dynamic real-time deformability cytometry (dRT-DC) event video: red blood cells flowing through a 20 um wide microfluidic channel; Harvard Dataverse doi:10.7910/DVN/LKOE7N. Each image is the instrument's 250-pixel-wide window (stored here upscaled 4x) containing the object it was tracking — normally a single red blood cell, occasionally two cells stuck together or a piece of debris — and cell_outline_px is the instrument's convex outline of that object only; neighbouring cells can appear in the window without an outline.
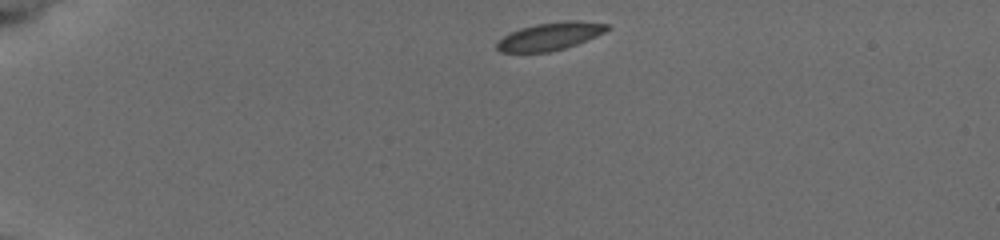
{"species": "common noctule bat (a hibernating species)", "species_latin": "Nyctalus noctula", "temperature_condition": "cold", "stored_images_in_passage": 44, "camera_frame_rate_fps": 3000, "um_per_image_px": 0.085, "animal": {"sex": "female", "body_mass_g": 19.5, "forearm_length_mm": 54.1}, "frame": {"image": 1, "passage_image": 1, "time_ms": 0.0, "image_size_px": [1000, 240], "cell_outline_px": [[608, 28], [604, 32], [596, 36], [576, 44], [564, 48], [548, 52], [500, 52], [496, 48], [496, 44], [504, 36], [520, 28], [536, 24], [564, 20], [580, 20], [608, 24]], "centroid_in_image_um": [46.75, 3.07], "position_along_channel_um": 38.2, "area_um2": 17.63}}
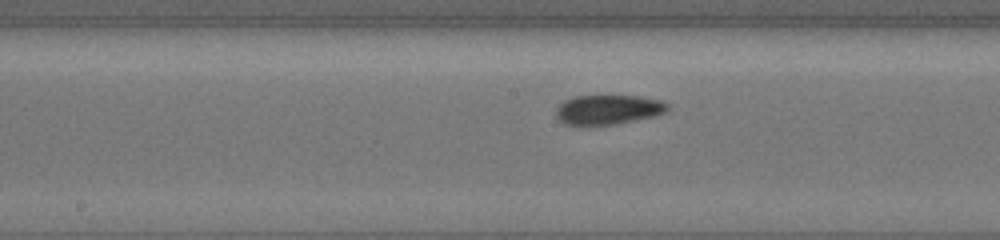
{"frame": {"image": 2, "passage_image": 19, "time_ms": 6.0, "image_size_px": [1000, 240], "cell_outline_px": [[672, 108], [656, 116], [616, 124], [588, 128], [584, 128], [564, 124], [556, 116], [556, 108], [564, 100], [576, 96], [640, 96], [660, 100], [668, 104]], "centroid_in_image_um": [51.66, 9.36], "position_along_channel_um": 196.5, "area_um2": 19.94}}
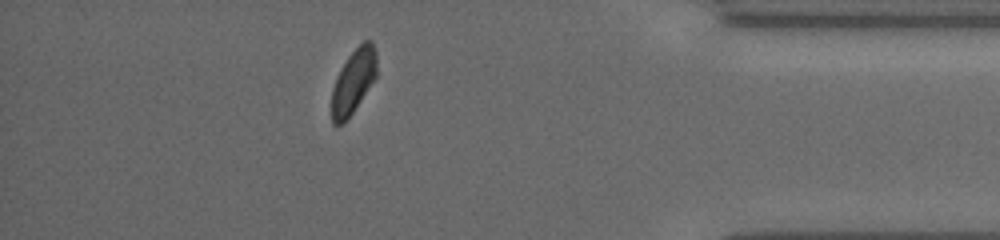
{"frame": {"image": 3, "passage_image": 38, "time_ms": 12.333, "image_size_px": [1000, 240], "cell_outline_px": [[376, 76], [352, 112], [340, 124], [332, 124], [332, 88], [336, 76], [340, 68], [348, 56], [364, 40], [372, 40], [376, 52]], "centroid_in_image_um": [30.03, 6.86], "position_along_channel_um": 405.2, "area_um2": 16.47}, "authors_computed_cell_mechanics": {"area_um2": 18.496, "velocity_mm_per_s": 3.7327, "shape_relaxation_time_tau1_ms": 2.4764, "shape_relaxation_time_tau2_ms": 3.7857, "deformation_change_tau1": 0.084, "deformation_change_tau2": 0.0786}}